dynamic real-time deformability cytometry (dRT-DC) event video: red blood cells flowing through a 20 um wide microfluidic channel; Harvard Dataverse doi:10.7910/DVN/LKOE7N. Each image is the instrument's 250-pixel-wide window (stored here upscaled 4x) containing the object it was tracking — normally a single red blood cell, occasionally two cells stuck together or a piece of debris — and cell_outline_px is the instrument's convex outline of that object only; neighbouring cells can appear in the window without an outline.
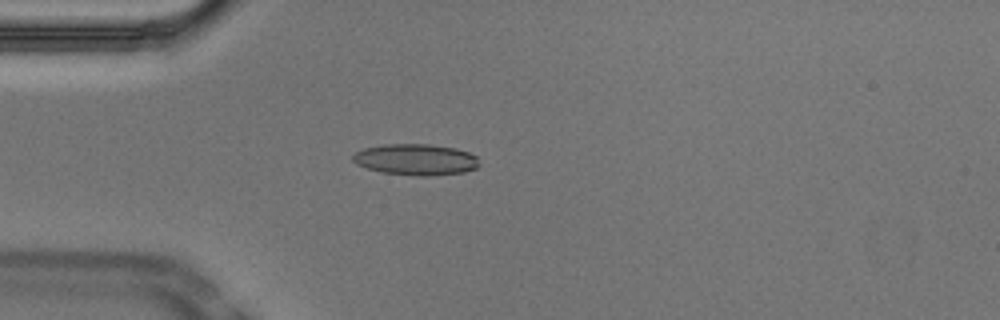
{"species": "Egyptian fruit bat (a non-hibernating species)", "species_latin": "Rousettus aegyptiacus", "temperature_condition": "cold", "stored_images_in_passage": 40, "camera_frame_rate_fps": 3000, "um_per_image_px": 0.085, "animal": {"sex": "male"}, "frame": {"image": 1, "passage_image": 1, "time_ms": 0.0, "image_size_px": [1000, 320], "cell_outline_px": [[480, 164], [476, 168], [464, 172], [432, 176], [420, 176], [380, 172], [356, 164], [352, 160], [352, 156], [356, 152], [364, 148], [384, 144], [428, 144], [456, 148], [468, 152], [476, 156]], "centroid_in_image_um": [35.35, 13.56], "position_along_channel_um": 49.7, "area_um2": 23.06}}
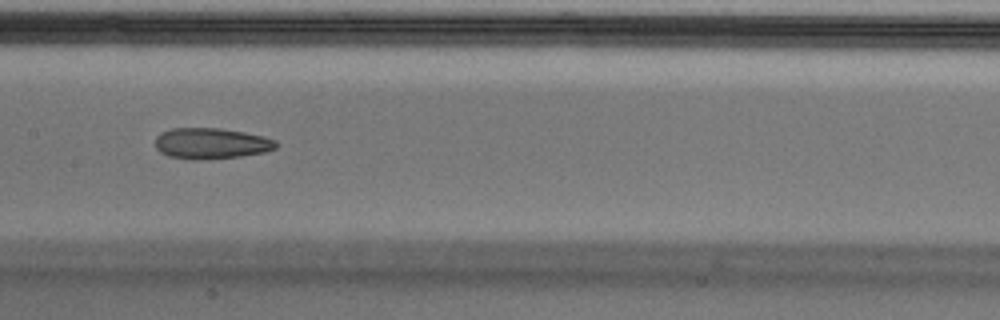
{"frame": {"image": 2, "passage_image": 13, "time_ms": 4.0, "image_size_px": [1000, 320], "cell_outline_px": [[276, 148], [264, 152], [240, 156], [200, 160], [192, 160], [168, 156], [160, 152], [156, 148], [156, 136], [160, 132], [172, 128], [220, 128], [244, 132], [264, 136], [276, 140]], "centroid_in_image_um": [17.92, 12.19], "position_along_channel_um": 189.5, "area_um2": 21.85}}
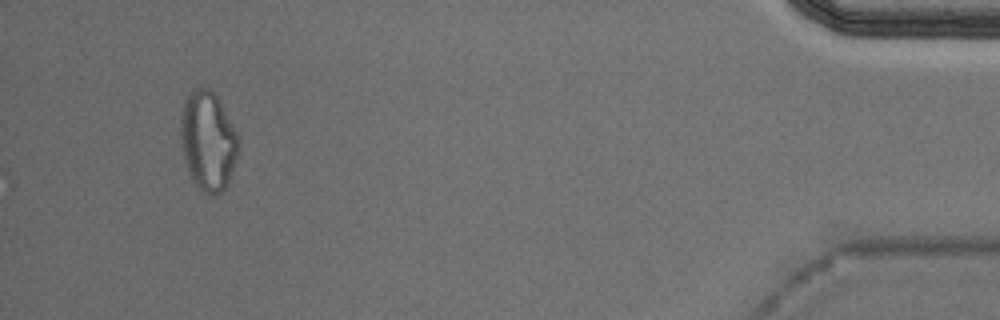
{"frame": {"image": 3, "passage_image": 37, "time_ms": 12.0, "image_size_px": [1000, 320], "cell_outline_px": [[240, 152], [228, 184], [216, 196], [208, 196], [200, 192], [192, 180], [184, 160], [180, 144], [180, 120], [184, 100], [188, 92], [192, 88], [208, 88], [216, 96], [232, 124], [240, 140]], "centroid_in_image_um": [17.67, 12.03], "position_along_channel_um": 417.5, "area_um2": 34.16}, "authors_computed_cell_mechanics": {"area_um2": 22.6287, "velocity_mm_per_s": 3.7369, "shape_relaxation_time_tau1_ms": null, "shape_relaxation_time_tau2_ms": 5.8515, "deformation_change_tau1": null, "deformation_change_tau2": 0.1393}}